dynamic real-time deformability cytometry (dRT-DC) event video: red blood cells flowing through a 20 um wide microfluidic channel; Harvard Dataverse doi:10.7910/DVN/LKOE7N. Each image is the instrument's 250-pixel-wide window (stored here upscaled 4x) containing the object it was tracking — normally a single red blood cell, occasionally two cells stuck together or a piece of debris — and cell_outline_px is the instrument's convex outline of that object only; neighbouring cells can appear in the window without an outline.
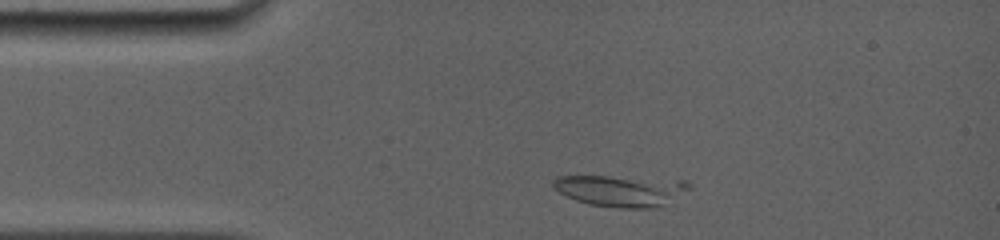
{"species": "common noctule bat (a hibernating species)", "species_latin": "Nyctalus noctula", "temperature_condition": "room temperature", "stored_images_in_passage": 4, "camera_frame_rate_fps": 5000, "um_per_image_px": 0.085, "animal": {"sex": "female", "body_mass_g": 19.0, "forearm_length_mm": 56.7}, "frame": {"image": 1, "passage_image": 2, "time_ms": 0.6, "image_size_px": [1000, 240], "cell_outline_px": [[692, 188], [664, 204], [656, 208], [616, 208], [588, 204], [576, 200], [552, 188], [552, 180], [556, 176], [608, 176], [684, 180], [692, 184]], "centroid_in_image_um": [52.76, 16.2], "position_along_channel_um": 32.2, "area_um2": 24.97}}